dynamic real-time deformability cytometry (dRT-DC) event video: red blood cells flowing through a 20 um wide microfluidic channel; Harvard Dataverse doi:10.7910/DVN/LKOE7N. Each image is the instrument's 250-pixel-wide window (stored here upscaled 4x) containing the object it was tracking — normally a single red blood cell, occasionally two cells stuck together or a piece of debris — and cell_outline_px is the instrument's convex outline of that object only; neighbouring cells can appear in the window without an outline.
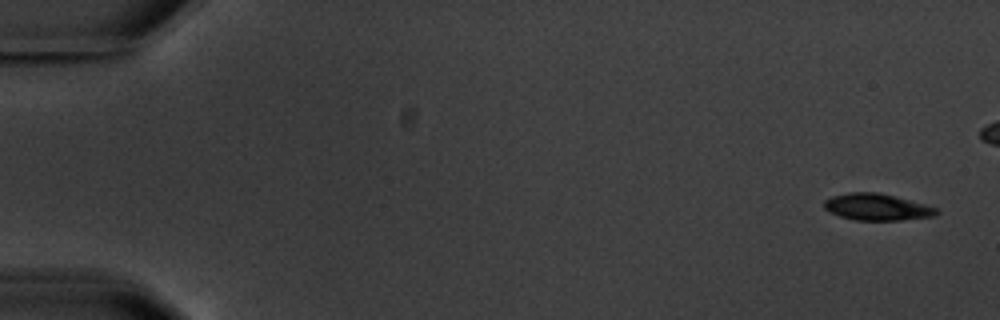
{"species": "common noctule bat (a hibernating species)", "species_latin": "Nyctalus noctula", "temperature_condition": "warm", "stored_images_in_passage": 6, "camera_frame_rate_fps": 3000, "um_per_image_px": 0.085, "animal": {"sex": "male", "body_mass_g": 20.1, "forearm_length_mm": 53.5}, "frame": {"image": 1, "passage_image": 1, "time_ms": 0.0, "image_size_px": [1000, 320], "cell_outline_px": [[940, 212], [936, 216], [900, 220], [856, 220], [840, 216], [828, 212], [824, 208], [824, 200], [832, 196], [848, 192], [876, 192], [924, 204], [936, 208]], "centroid_in_image_um": [74.51, 17.6], "position_along_channel_um": 10.5, "area_um2": 17.34}}